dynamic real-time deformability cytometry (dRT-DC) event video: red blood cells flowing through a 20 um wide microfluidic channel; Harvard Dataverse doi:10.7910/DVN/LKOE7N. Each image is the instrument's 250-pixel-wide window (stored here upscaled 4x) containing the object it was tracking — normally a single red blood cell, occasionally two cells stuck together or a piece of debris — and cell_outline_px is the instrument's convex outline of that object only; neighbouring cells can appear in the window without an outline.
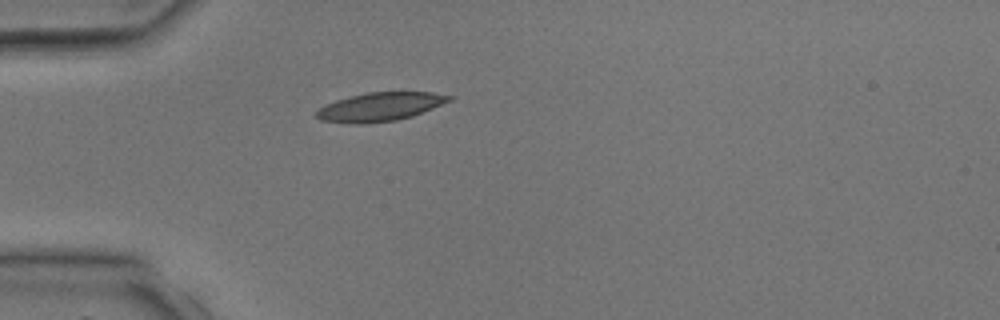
{"species": "common noctule bat (a hibernating species)", "species_latin": "Nyctalus noctula", "temperature_condition": "room temperature", "stored_images_in_passage": 1, "camera_frame_rate_fps": 3000, "um_per_image_px": 0.085, "animal": {"sex": "male", "body_mass_g": 17.9, "forearm_length_mm": 54.2}, "frame": {"image": 1, "passage_image": 1, "time_ms": 0.0, "image_size_px": [1000, 320], "cell_outline_px": [[452, 100], [412, 116], [396, 120], [360, 124], [352, 124], [320, 120], [312, 116], [324, 104], [336, 100], [368, 92], [432, 92], [452, 96]], "centroid_in_image_um": [32.25, 9.08], "position_along_channel_um": 52.7, "area_um2": 22.08}}